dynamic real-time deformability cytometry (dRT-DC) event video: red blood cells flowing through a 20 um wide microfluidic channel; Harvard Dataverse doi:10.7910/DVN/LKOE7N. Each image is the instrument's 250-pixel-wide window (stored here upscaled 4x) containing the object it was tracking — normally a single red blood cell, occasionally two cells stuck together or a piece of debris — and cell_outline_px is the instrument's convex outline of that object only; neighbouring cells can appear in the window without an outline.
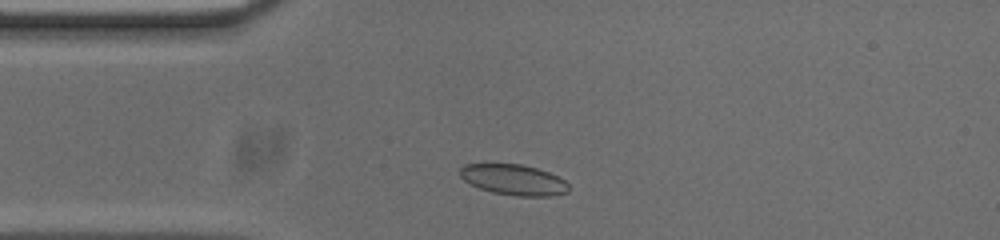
{"species": "common noctule bat (a hibernating species)", "species_latin": "Nyctalus noctula", "temperature_condition": "cold", "stored_images_in_passage": 38, "camera_frame_rate_fps": 3000, "um_per_image_px": 0.085, "animal": {"sex": "male", "body_mass_g": 20.0, "forearm_length_mm": 53.3}, "frame": {"image": 1, "passage_image": 4, "time_ms": 1.0, "image_size_px": [1000, 240], "cell_outline_px": [[568, 192], [552, 196], [516, 196], [492, 192], [480, 188], [464, 180], [460, 176], [460, 168], [464, 164], [520, 164], [536, 168], [548, 172], [564, 180], [568, 184]], "centroid_in_image_um": [43.66, 15.28], "position_along_channel_um": 41.3, "area_um2": 19.25}}
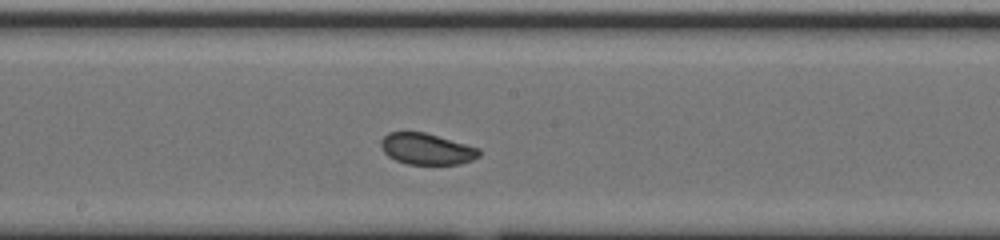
{"frame": {"image": 2, "passage_image": 19, "time_ms": 6.0, "image_size_px": [1000, 240], "cell_outline_px": [[480, 156], [472, 160], [460, 164], [408, 164], [396, 160], [388, 156], [380, 148], [380, 140], [388, 132], [424, 132], [480, 148]], "centroid_in_image_um": [36.25, 12.66], "position_along_channel_um": 211.9, "area_um2": 17.92}}
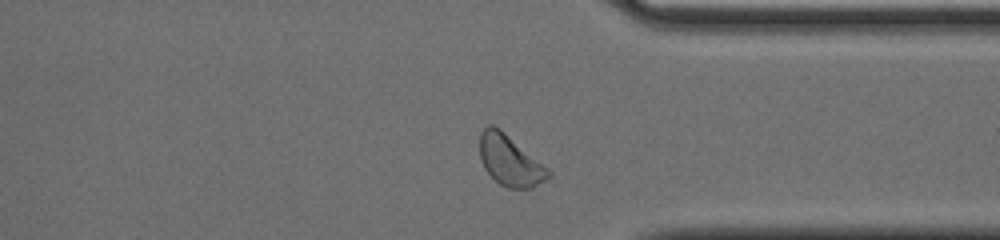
{"frame": {"image": 3, "passage_image": 32, "time_ms": 10.333, "image_size_px": [1000, 240], "cell_outline_px": [[552, 176], [532, 188], [508, 188], [500, 184], [484, 168], [480, 160], [480, 132], [488, 124], [492, 124], [500, 128], [548, 168], [552, 172]], "centroid_in_image_um": [43.35, 13.63], "position_along_channel_um": 368.1, "area_um2": 20.23}, "authors_computed_cell_mechanics": {"area_um2": 18.8428, "velocity_mm_per_s": 3.6948, "shape_relaxation_time_tau1_ms": 3.5974, "shape_relaxation_time_tau2_ms": null, "deformation_change_tau1": 0.0627, "deformation_change_tau2": null}}